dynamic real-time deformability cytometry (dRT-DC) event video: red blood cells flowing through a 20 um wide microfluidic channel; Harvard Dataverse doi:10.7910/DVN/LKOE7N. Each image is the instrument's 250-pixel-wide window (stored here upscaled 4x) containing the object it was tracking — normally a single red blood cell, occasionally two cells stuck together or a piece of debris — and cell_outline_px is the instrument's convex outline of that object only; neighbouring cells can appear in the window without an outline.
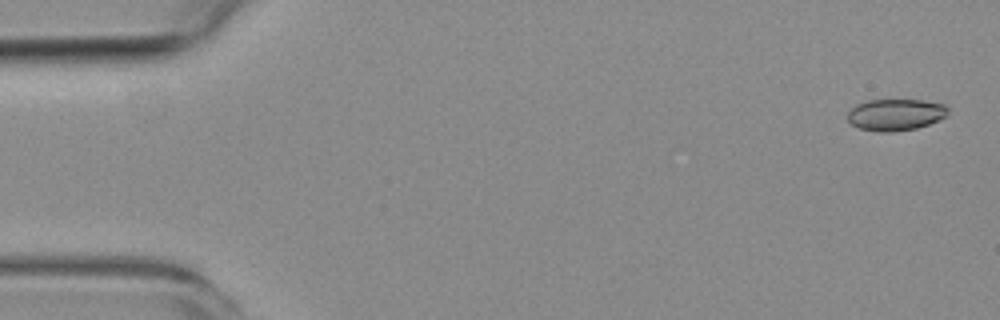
{"species": "common noctule bat (a hibernating species)", "species_latin": "Nyctalus noctula", "temperature_condition": "room temperature", "stored_images_in_passage": 5, "camera_frame_rate_fps": 3000, "um_per_image_px": 0.085, "animal": {"sex": "female", "body_mass_g": 19.3, "forearm_length_mm": 54.1}, "frame": {"image": 1, "passage_image": 1, "time_ms": 0.0, "image_size_px": [1000, 320], "cell_outline_px": [[948, 116], [940, 120], [916, 128], [892, 132], [876, 132], [860, 128], [852, 124], [848, 120], [848, 112], [856, 104], [868, 100], [924, 100], [944, 104], [948, 108]], "centroid_in_image_um": [76.14, 9.75], "position_along_channel_um": 8.9, "area_um2": 18.61}}